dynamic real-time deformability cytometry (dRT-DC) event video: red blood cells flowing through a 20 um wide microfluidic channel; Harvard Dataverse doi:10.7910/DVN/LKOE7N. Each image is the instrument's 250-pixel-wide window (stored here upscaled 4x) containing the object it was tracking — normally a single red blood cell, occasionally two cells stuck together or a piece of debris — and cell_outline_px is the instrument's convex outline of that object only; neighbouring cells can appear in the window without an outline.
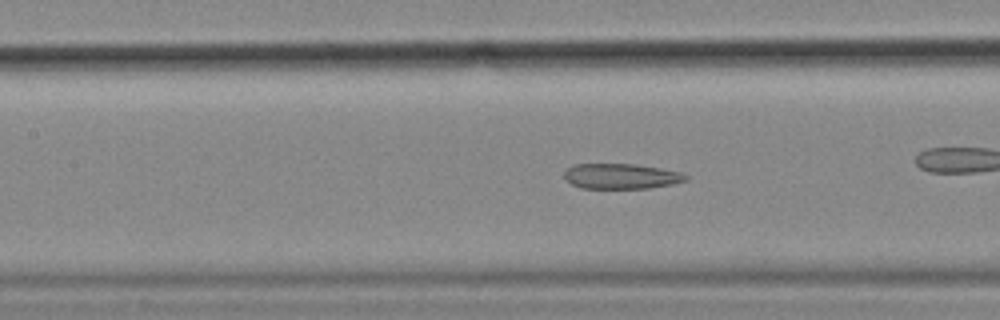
{"species": "common noctule bat (a hibernating species)", "species_latin": "Nyctalus noctula", "temperature_condition": "cold", "stored_images_in_passage": 57, "camera_frame_rate_fps": 3000, "um_per_image_px": 0.085, "animal": {"sex": "female", "body_mass_g": 18.4}, "frame": {"image": 1, "passage_image": 25, "time_ms": 8.0, "image_size_px": [1000, 320], "cell_outline_px": [[688, 180], [672, 184], [648, 188], [580, 188], [572, 184], [564, 176], [564, 172], [572, 164], [636, 164], [660, 168], [680, 172], [688, 176]], "centroid_in_image_um": [52.8, 14.97], "position_along_channel_um": 154.6, "area_um2": 17.86}, "authors_computed_cell_mechanics": {"area_um2": 21.2704, "velocity_mm_per_s": 3.5395, "shape_relaxation_time_tau1_ms": null, "shape_relaxation_time_tau2_ms": 3.7397, "deformation_change_tau1": null, "deformation_change_tau2": 0.1247}}